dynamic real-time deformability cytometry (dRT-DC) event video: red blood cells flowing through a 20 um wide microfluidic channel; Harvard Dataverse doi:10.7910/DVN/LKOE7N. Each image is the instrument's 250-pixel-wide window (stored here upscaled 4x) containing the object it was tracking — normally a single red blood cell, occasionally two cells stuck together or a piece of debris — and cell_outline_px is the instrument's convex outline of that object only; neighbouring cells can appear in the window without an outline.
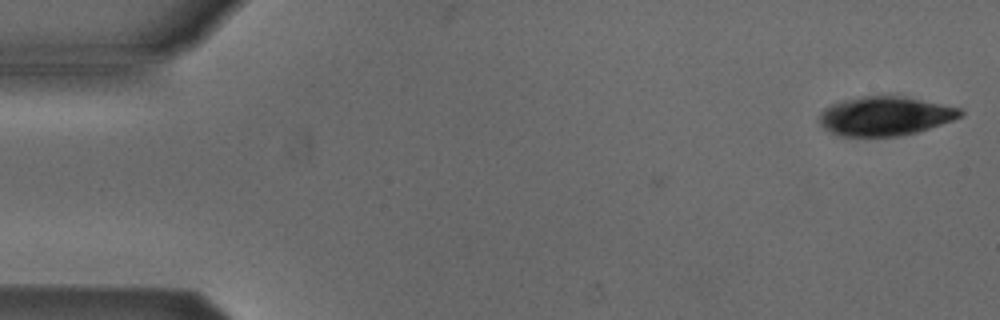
{"species": "Egyptian fruit bat (a non-hibernating species)", "species_latin": "Rousettus aegyptiacus", "temperature_condition": "cold", "stored_images_in_passage": 2, "camera_frame_rate_fps": 3000, "um_per_image_px": 0.085, "animal": {"sex": "male"}, "frame": {"image": 1, "passage_image": 2, "time_ms": 0.333, "image_size_px": [1000, 320], "cell_outline_px": [[964, 116], [916, 132], [900, 136], [840, 136], [824, 128], [820, 124], [820, 112], [824, 108], [832, 104], [844, 100], [864, 96], [904, 96], [960, 108], [964, 112]], "centroid_in_image_um": [75.23, 9.86], "position_along_channel_um": 9.8, "area_um2": 31.85}}